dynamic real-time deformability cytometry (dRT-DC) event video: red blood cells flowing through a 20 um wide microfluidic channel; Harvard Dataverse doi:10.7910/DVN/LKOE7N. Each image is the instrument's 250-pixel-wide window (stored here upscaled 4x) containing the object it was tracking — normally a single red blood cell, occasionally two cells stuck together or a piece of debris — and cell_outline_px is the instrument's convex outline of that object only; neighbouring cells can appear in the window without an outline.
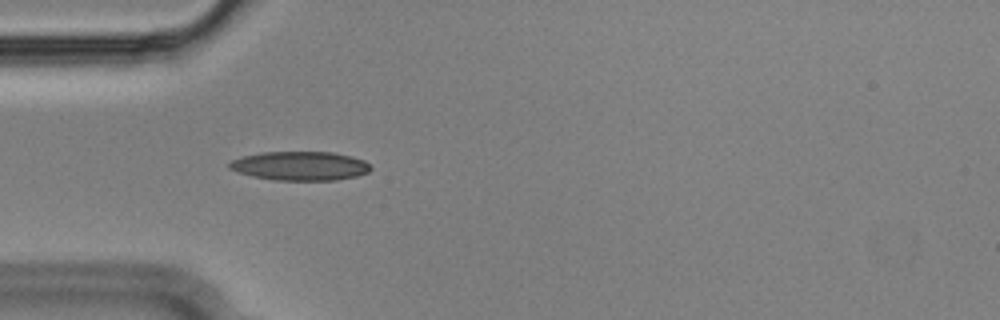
{"species": "Egyptian fruit bat (a non-hibernating species)", "species_latin": "Rousettus aegyptiacus", "temperature_condition": "cold", "stored_images_in_passage": 55, "camera_frame_rate_fps": 3000, "um_per_image_px": 0.085, "animal": {"sex": "male"}, "frame": {"image": 1, "passage_image": 16, "time_ms": 5.0, "image_size_px": [1000, 320], "cell_outline_px": [[372, 168], [368, 172], [356, 176], [336, 180], [272, 180], [252, 176], [228, 168], [228, 164], [232, 160], [244, 156], [260, 152], [332, 152], [352, 156], [364, 160]], "centroid_in_image_um": [25.52, 14.1], "position_along_channel_um": 59.5, "area_um2": 23.81}}
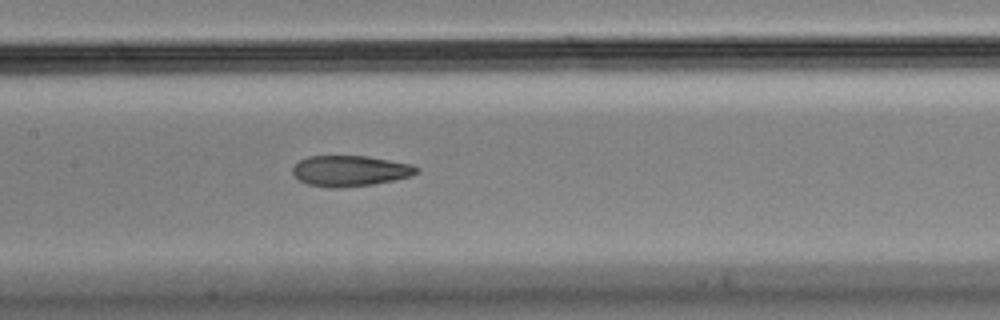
{"frame": {"image": 2, "passage_image": 26, "time_ms": 8.333, "image_size_px": [1000, 320], "cell_outline_px": [[420, 172], [412, 176], [372, 184], [336, 188], [332, 188], [308, 184], [300, 180], [292, 172], [292, 168], [300, 160], [308, 156], [368, 156], [412, 164], [420, 168]], "centroid_in_image_um": [29.8, 14.51], "position_along_channel_um": 177.6, "area_um2": 22.14}}
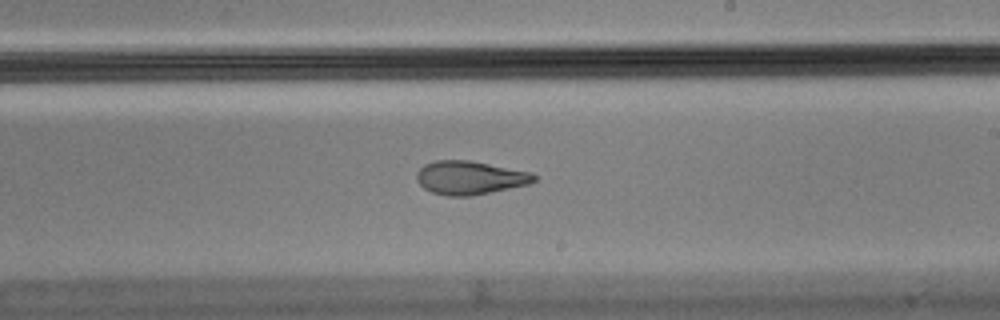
{"frame": {"image": 3, "passage_image": 32, "time_ms": 10.333, "image_size_px": [1000, 320], "cell_outline_px": [[536, 180], [528, 184], [468, 196], [448, 196], [432, 192], [424, 188], [416, 180], [416, 172], [424, 164], [436, 160], [472, 160], [532, 172], [536, 176]], "centroid_in_image_um": [39.92, 15.08], "position_along_channel_um": 249.1, "area_um2": 22.89}, "authors_computed_cell_mechanics": {"area_um2": 22.8888, "velocity_mm_per_s": 3.5794, "shape_relaxation_time_tau1_ms": null, "shape_relaxation_time_tau2_ms": 2.0558, "deformation_change_tau1": null, "deformation_change_tau2": 0.0818}}